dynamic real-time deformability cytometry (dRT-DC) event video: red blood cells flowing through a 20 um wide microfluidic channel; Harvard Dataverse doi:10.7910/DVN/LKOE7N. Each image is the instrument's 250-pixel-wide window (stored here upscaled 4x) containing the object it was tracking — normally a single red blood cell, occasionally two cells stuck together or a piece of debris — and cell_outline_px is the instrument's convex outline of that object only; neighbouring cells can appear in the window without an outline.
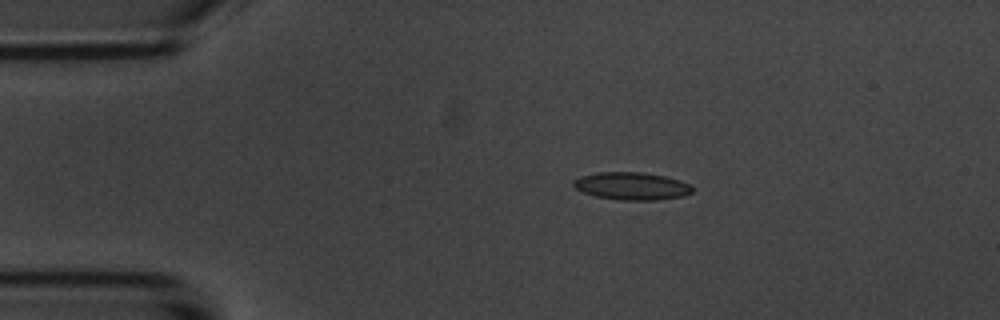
{"species": "common noctule bat (a hibernating species)", "species_latin": "Nyctalus noctula", "temperature_condition": "room temperature", "stored_images_in_passage": 3, "camera_frame_rate_fps": 3000, "um_per_image_px": 0.085, "animal": {"sex": "male", "body_mass_g": 20.1, "forearm_length_mm": 53.5}, "frame": {"image": 1, "passage_image": 1, "time_ms": 0.0, "image_size_px": [1000, 320], "cell_outline_px": [[692, 192], [684, 196], [656, 200], [620, 200], [596, 196], [584, 192], [576, 188], [572, 184], [572, 180], [580, 176], [596, 172], [640, 172], [664, 176], [680, 180], [692, 184]], "centroid_in_image_um": [53.7, 15.81], "position_along_channel_um": 31.3, "area_um2": 19.19}}
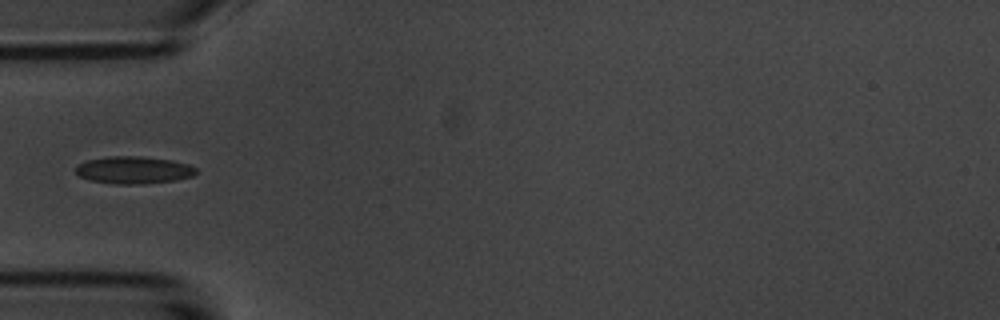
{"frame": {"image": 2, "passage_image": 3, "time_ms": 2.333, "image_size_px": [1000, 320], "cell_outline_px": [[196, 172], [192, 176], [176, 180], [144, 184], [116, 184], [88, 180], [80, 176], [76, 172], [76, 168], [80, 164], [88, 160], [108, 156], [144, 156], [172, 160], [188, 164], [196, 168]], "centroid_in_image_um": [11.38, 14.45], "position_along_channel_um": 73.6, "area_um2": 19.19}}